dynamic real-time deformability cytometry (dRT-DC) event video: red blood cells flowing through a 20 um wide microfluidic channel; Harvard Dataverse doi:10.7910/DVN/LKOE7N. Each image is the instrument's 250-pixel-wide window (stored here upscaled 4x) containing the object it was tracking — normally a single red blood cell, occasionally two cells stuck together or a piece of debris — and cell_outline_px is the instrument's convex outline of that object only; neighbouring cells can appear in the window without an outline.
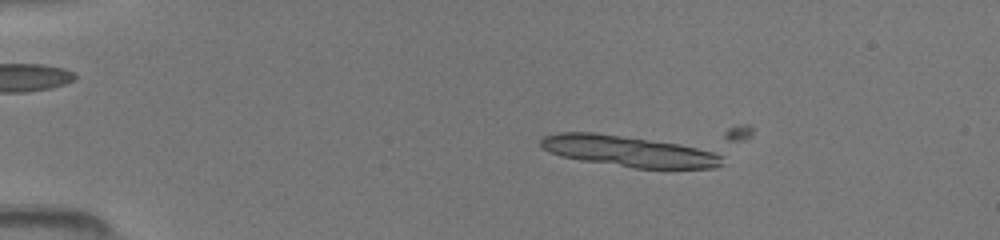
{"species": "common noctule bat (a hibernating species)", "species_latin": "Nyctalus noctula", "temperature_condition": "room temperature", "stored_images_in_passage": 9, "camera_frame_rate_fps": 3000, "um_per_image_px": 0.085, "animal": {"sex": "female", "body_mass_g": 19.5, "forearm_length_mm": 54.1}, "frame": {"image": 1, "passage_image": 6, "time_ms": 1.667, "image_size_px": [1000, 240], "cell_outline_px": [[724, 164], [716, 168], [632, 168], [580, 160], [560, 156], [548, 152], [540, 144], [540, 140], [544, 136], [556, 132], [596, 132], [676, 144], [724, 152]], "centroid_in_image_um": [53.49, 12.86], "position_along_channel_um": 31.5, "area_um2": 33.06}}